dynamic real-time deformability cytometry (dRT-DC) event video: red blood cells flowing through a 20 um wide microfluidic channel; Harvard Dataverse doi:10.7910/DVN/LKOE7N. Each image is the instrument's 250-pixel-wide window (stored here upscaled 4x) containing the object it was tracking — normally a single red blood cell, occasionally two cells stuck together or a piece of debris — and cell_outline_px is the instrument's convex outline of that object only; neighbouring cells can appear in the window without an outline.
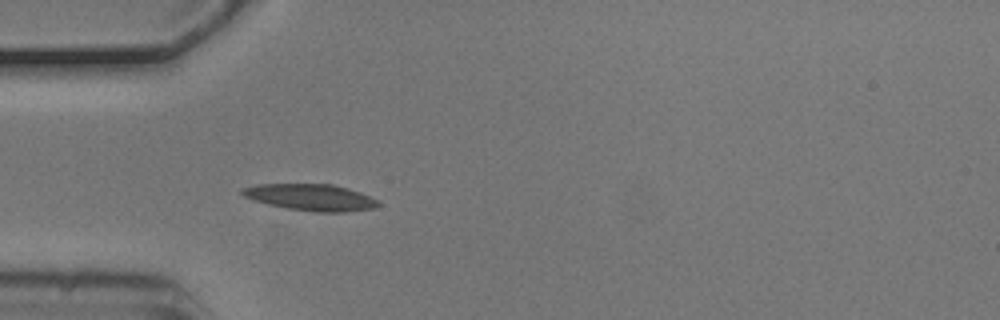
{"species": "common noctule bat (a hibernating species)", "species_latin": "Nyctalus noctula", "temperature_condition": "cold", "stored_images_in_passage": 5, "camera_frame_rate_fps": 3000, "um_per_image_px": 0.085, "animal": {"sex": "male", "body_mass_g": 20.5, "forearm_length_mm": 52.5}, "frame": {"image": 1, "passage_image": 5, "time_ms": 1.333, "image_size_px": [1000, 320], "cell_outline_px": [[380, 204], [376, 208], [344, 212], [316, 212], [288, 208], [268, 204], [244, 196], [240, 192], [244, 188], [256, 184], [332, 184], [348, 188], [360, 192], [376, 200]], "centroid_in_image_um": [26.44, 16.77], "position_along_channel_um": 58.6, "area_um2": 20.81}}